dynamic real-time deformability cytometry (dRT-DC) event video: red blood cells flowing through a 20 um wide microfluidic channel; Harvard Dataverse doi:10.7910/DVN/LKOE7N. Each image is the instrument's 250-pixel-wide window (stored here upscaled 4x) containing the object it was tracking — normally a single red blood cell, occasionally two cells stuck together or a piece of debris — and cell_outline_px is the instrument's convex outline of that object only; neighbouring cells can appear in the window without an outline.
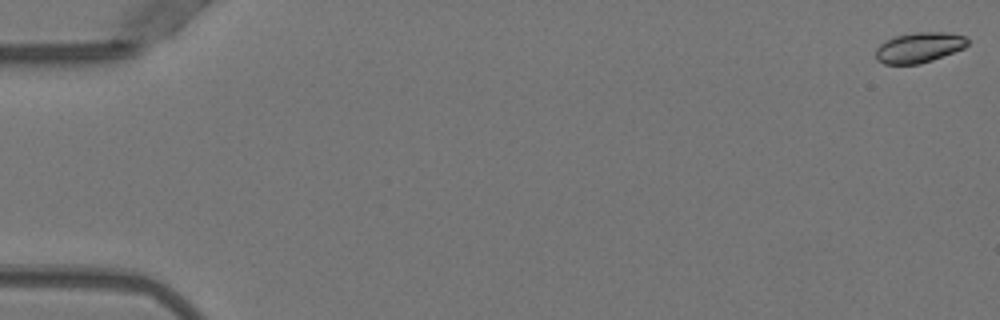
{"species": "Egyptian fruit bat (a non-hibernating species)", "species_latin": "Rousettus aegyptiacus", "temperature_condition": "warm", "stored_images_in_passage": 52, "camera_frame_rate_fps": 3000, "um_per_image_px": 0.085, "animal": {"sex": "female"}, "frame": {"image": 1, "passage_image": 1, "time_ms": 0.0, "image_size_px": [1000, 320], "cell_outline_px": [[968, 44], [964, 48], [932, 60], [920, 64], [884, 64], [876, 60], [876, 48], [880, 44], [896, 36], [916, 32], [952, 32], [968, 36]], "centroid_in_image_um": [78.16, 4.03], "position_along_channel_um": 6.8, "area_um2": 16.3}}
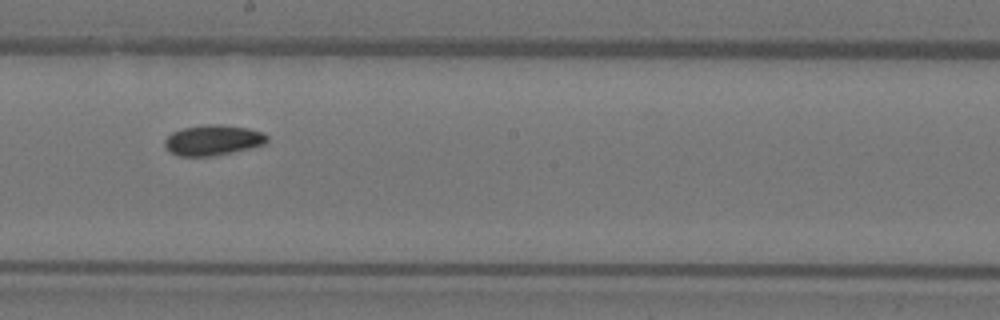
{"frame": {"image": 2, "passage_image": 30, "time_ms": 9.667, "image_size_px": [1000, 320], "cell_outline_px": [[268, 140], [264, 144], [232, 152], [212, 156], [180, 156], [168, 152], [164, 144], [164, 140], [172, 132], [184, 128], [204, 124], [220, 124], [248, 128], [264, 132], [268, 136]], "centroid_in_image_um": [18.09, 11.91], "position_along_channel_um": 230.1, "area_um2": 18.21}}
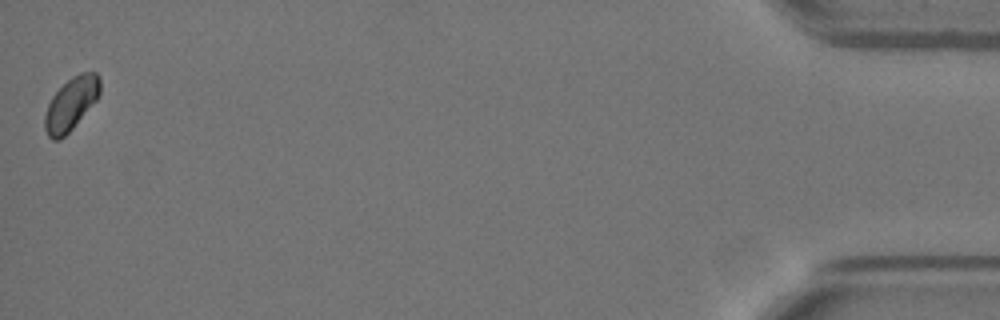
{"frame": {"image": 3, "passage_image": 52, "time_ms": 17.0, "image_size_px": [1000, 320], "cell_outline_px": [[100, 92], [96, 100], [72, 128], [60, 140], [52, 140], [48, 136], [44, 128], [44, 116], [48, 104], [52, 96], [72, 76], [80, 72], [96, 72], [100, 76]], "centroid_in_image_um": [6.03, 8.82], "position_along_channel_um": 429.2, "area_um2": 16.82}, "authors_computed_cell_mechanics": {"area_um2": 17.34, "velocity_mm_per_s": 3.9539, "shape_relaxation_time_tau1_ms": 11.3431, "shape_relaxation_time_tau2_ms": null, "deformation_change_tau1": 0.1204, "deformation_change_tau2": null}}